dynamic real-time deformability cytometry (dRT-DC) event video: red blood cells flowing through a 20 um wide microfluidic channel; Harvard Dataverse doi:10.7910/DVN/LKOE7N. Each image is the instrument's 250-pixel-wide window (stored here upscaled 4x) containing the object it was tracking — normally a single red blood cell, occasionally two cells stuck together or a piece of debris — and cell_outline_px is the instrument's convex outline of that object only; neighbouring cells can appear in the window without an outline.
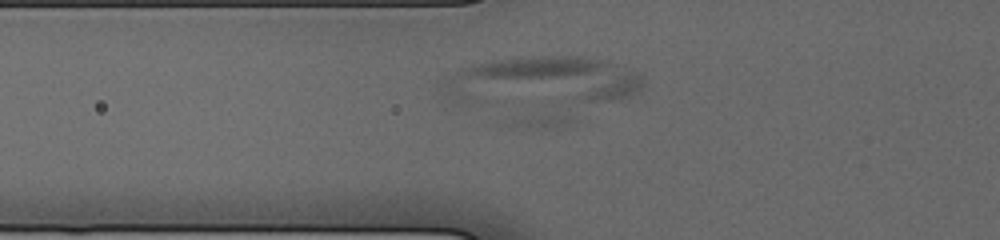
{"species": "human", "species_latin": "Homo sapiens", "temperature_condition": "cold", "stored_images_in_passage": 15, "camera_frame_rate_fps": 3000, "um_per_image_px": 0.085, "donor": {"sex": "male"}, "frame": {"image": 1, "passage_image": 6, "time_ms": 0.667, "image_size_px": [1000, 240], "cell_outline_px": [[644, 84], [640, 92], [632, 96], [620, 100], [492, 104], [460, 104], [452, 100], [444, 88], [444, 76], [448, 72], [472, 64], [492, 60], [532, 56], [580, 56], [604, 60], [616, 64], [636, 72], [644, 80]], "centroid_in_image_um": [46.03, 6.88], "position_along_channel_um": 79.8, "area_um2": 57.45}}